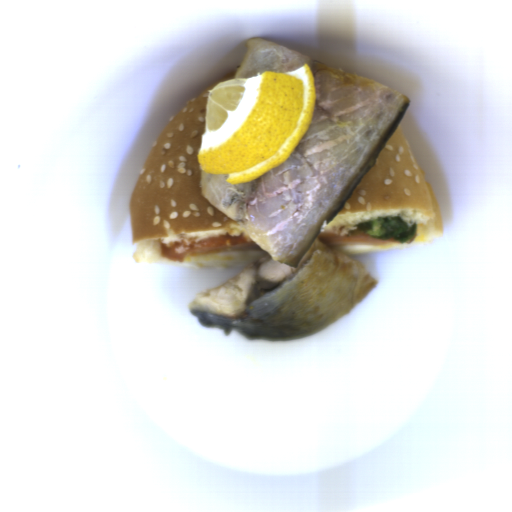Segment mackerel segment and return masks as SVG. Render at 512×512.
Segmentation results:
<instances>
[{"instance_id":"obj_1","label":"mackerel segment","mask_w":512,"mask_h":512,"mask_svg":"<svg viewBox=\"0 0 512 512\" xmlns=\"http://www.w3.org/2000/svg\"><path fill=\"white\" fill-rule=\"evenodd\" d=\"M233 79L305 64L315 87L304 136L285 161L242 184L200 170L202 196L263 249L187 305L205 328L251 340H295L352 310L378 284L364 264L320 241L375 163L411 101L399 90L264 39L248 40ZM232 79V80H233Z\"/></svg>"}]
</instances>
